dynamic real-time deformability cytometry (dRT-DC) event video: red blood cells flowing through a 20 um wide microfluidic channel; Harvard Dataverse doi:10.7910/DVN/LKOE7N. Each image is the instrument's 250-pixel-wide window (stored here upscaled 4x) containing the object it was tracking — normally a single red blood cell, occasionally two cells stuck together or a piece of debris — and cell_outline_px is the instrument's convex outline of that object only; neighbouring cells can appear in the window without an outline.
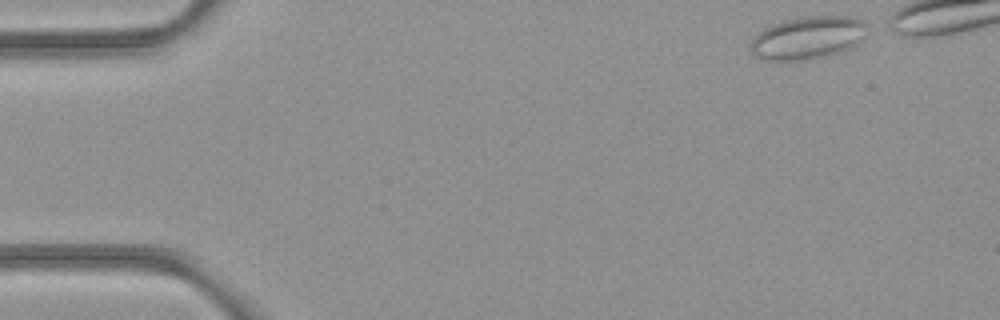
{"species": "common noctule bat (a hibernating species)", "species_latin": "Nyctalus noctula", "temperature_condition": "room temperature", "stored_images_in_passage": 5, "camera_frame_rate_fps": 3000, "um_per_image_px": 0.085, "animal": {"sex": "female", "body_mass_g": 21.9}, "frame": {"image": 1, "passage_image": 1, "time_ms": 0.0, "image_size_px": [1000, 320], "cell_outline_px": [[872, 24], [864, 36], [856, 44], [840, 52], [796, 60], [764, 60], [752, 56], [752, 36], [768, 24], [800, 16], [852, 16], [864, 20]], "centroid_in_image_um": [68.66, 3.16], "position_along_channel_um": 16.3, "area_um2": 29.36}}